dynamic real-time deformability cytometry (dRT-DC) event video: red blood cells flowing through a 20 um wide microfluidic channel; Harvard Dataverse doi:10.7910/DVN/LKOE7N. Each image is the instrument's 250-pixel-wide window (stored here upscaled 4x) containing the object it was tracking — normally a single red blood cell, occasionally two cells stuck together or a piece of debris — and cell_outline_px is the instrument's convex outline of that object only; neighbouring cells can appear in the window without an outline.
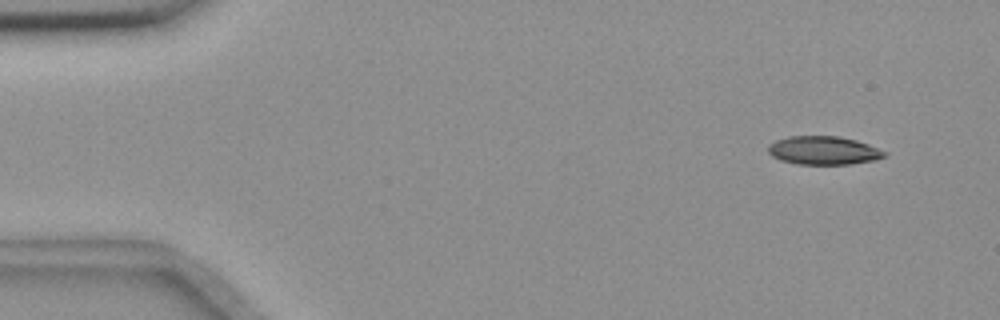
{"species": "common noctule bat (a hibernating species)", "species_latin": "Nyctalus noctula", "temperature_condition": "room temperature", "stored_images_in_passage": 3, "camera_frame_rate_fps": 3000, "um_per_image_px": 0.085, "animal": {"sex": "female", "body_mass_g": 18.4}, "frame": {"image": 1, "passage_image": 1, "time_ms": 0.0, "image_size_px": [1000, 320], "cell_outline_px": [[888, 156], [876, 160], [852, 164], [796, 164], [780, 160], [772, 156], [768, 152], [768, 144], [776, 140], [788, 136], [840, 136], [856, 140], [868, 144], [888, 152]], "centroid_in_image_um": [70.03, 12.79], "position_along_channel_um": 15.0, "area_um2": 19.54}}